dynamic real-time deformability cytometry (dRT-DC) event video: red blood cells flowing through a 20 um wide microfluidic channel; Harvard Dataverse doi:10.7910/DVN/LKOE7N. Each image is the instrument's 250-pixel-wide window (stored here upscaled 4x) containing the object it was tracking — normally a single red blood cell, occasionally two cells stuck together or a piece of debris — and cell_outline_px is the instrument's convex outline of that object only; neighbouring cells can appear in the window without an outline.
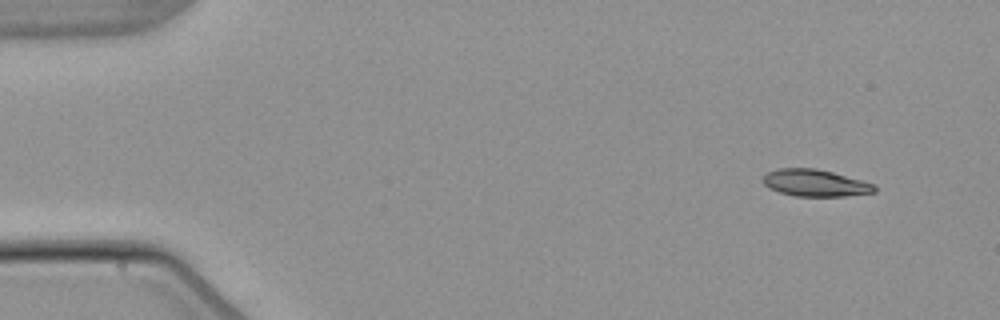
{"species": "common noctule bat (a hibernating species)", "species_latin": "Nyctalus noctula", "temperature_condition": "warm", "stored_images_in_passage": 4, "camera_frame_rate_fps": 3000, "um_per_image_px": 0.085, "animal": {"sex": "male", "body_mass_g": 21.5, "forearm_length_mm": 52.0}, "frame": {"image": 1, "passage_image": 1, "time_ms": 0.0, "image_size_px": [1000, 320], "cell_outline_px": [[876, 192], [844, 196], [796, 196], [780, 192], [768, 188], [764, 184], [764, 176], [768, 172], [776, 168], [816, 168], [832, 172], [876, 184]], "centroid_in_image_um": [69.3, 15.55], "position_along_channel_um": 15.7, "area_um2": 17.46}}
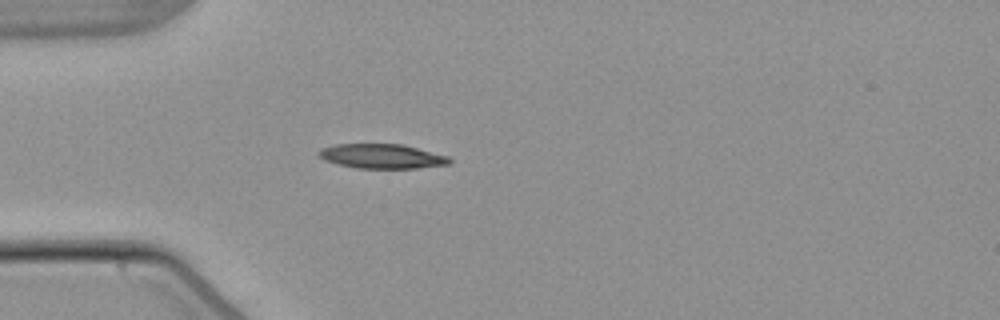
{"frame": {"image": 2, "passage_image": 4, "time_ms": 3.667, "image_size_px": [1000, 320], "cell_outline_px": [[452, 160], [448, 164], [416, 168], [356, 168], [324, 160], [316, 152], [320, 148], [336, 144], [400, 144], [448, 156]], "centroid_in_image_um": [32.42, 13.28], "position_along_channel_um": 52.6, "area_um2": 18.44}}